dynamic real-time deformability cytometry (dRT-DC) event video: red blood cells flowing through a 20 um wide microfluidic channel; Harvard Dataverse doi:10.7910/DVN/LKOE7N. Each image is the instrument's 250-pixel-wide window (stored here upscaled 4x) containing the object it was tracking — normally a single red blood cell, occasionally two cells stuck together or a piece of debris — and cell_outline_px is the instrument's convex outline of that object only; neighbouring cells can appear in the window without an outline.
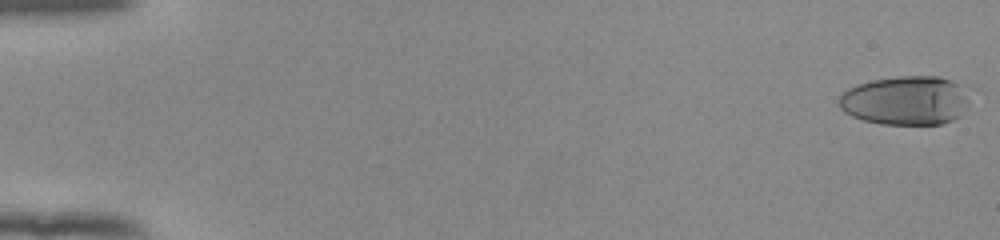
{"species": "human", "species_latin": "Homo sapiens", "temperature_condition": "room temperature", "stored_images_in_passage": 54, "camera_frame_rate_fps": 3000, "um_per_image_px": 0.085, "donor": {"sex": "female"}, "frame": {"image": 1, "passage_image": 1, "time_ms": 0.0, "image_size_px": [1000, 240], "cell_outline_px": [[980, 88], [960, 116], [952, 120], [940, 124], [880, 124], [864, 120], [852, 116], [844, 112], [840, 108], [840, 96], [848, 88], [856, 84], [872, 80], [900, 76], [940, 76], [972, 84]], "centroid_in_image_um": [77.21, 8.5], "position_along_channel_um": 7.8, "area_um2": 39.02}}
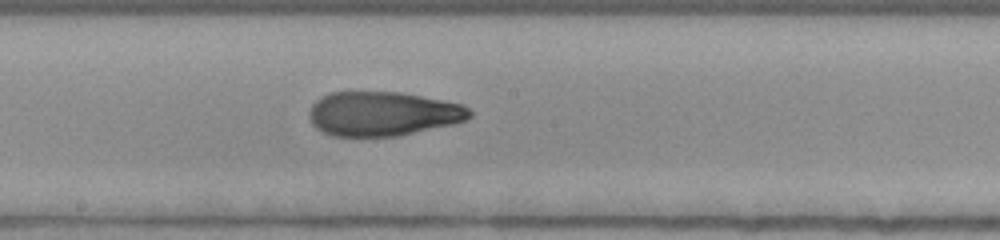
{"frame": {"image": 2, "passage_image": 31, "time_ms": 10.0, "image_size_px": [1000, 240], "cell_outline_px": [[472, 116], [464, 120], [452, 124], [400, 136], [332, 136], [316, 128], [312, 124], [308, 116], [308, 112], [312, 104], [320, 96], [328, 92], [400, 92], [464, 104], [472, 112]], "centroid_in_image_um": [32.51, 9.66], "position_along_channel_um": 215.7, "area_um2": 41.67}}
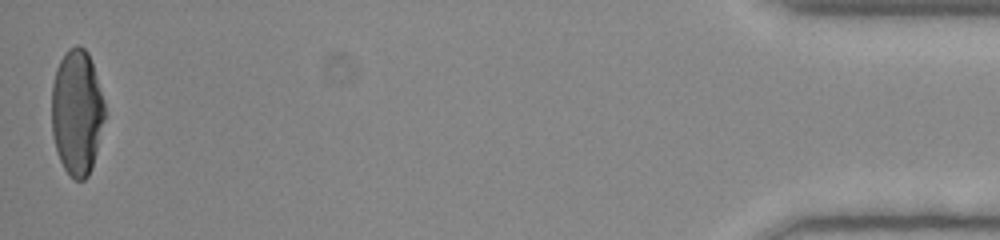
{"frame": {"image": 3, "passage_image": 54, "time_ms": 17.667, "image_size_px": [1000, 240], "cell_outline_px": [[104, 120], [92, 168], [88, 176], [84, 180], [76, 180], [64, 168], [60, 160], [52, 136], [52, 84], [56, 68], [64, 52], [68, 48], [76, 44], [84, 48], [88, 52], [104, 100]], "centroid_in_image_um": [6.52, 9.52], "position_along_channel_um": 428.7, "area_um2": 38.73}, "authors_computed_cell_mechanics": {"area_um2": 40.9513, "velocity_mm_per_s": 3.8918, "shape_relaxation_time_tau1_ms": 5.2961, "shape_relaxation_time_tau2_ms": 1.3851, "deformation_change_tau1": 0.229, "deformation_change_tau2": 0.0805}}